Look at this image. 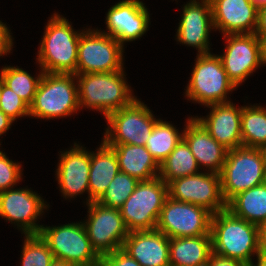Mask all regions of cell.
Returning a JSON list of instances; mask_svg holds the SVG:
<instances>
[{
  "mask_svg": "<svg viewBox=\"0 0 266 266\" xmlns=\"http://www.w3.org/2000/svg\"><path fill=\"white\" fill-rule=\"evenodd\" d=\"M210 235L216 255L249 264L259 251L258 226L235 216L227 208L214 213Z\"/></svg>",
  "mask_w": 266,
  "mask_h": 266,
  "instance_id": "1",
  "label": "cell"
},
{
  "mask_svg": "<svg viewBox=\"0 0 266 266\" xmlns=\"http://www.w3.org/2000/svg\"><path fill=\"white\" fill-rule=\"evenodd\" d=\"M75 76L79 107L96 109L105 118L110 113L129 106L136 99L125 81L124 70Z\"/></svg>",
  "mask_w": 266,
  "mask_h": 266,
  "instance_id": "2",
  "label": "cell"
},
{
  "mask_svg": "<svg viewBox=\"0 0 266 266\" xmlns=\"http://www.w3.org/2000/svg\"><path fill=\"white\" fill-rule=\"evenodd\" d=\"M72 24L59 14L48 21L37 62L44 73L75 74L78 45L82 32L74 31Z\"/></svg>",
  "mask_w": 266,
  "mask_h": 266,
  "instance_id": "3",
  "label": "cell"
},
{
  "mask_svg": "<svg viewBox=\"0 0 266 266\" xmlns=\"http://www.w3.org/2000/svg\"><path fill=\"white\" fill-rule=\"evenodd\" d=\"M75 78V74L43 73L34 100L29 106V115L53 119L77 112L80 107Z\"/></svg>",
  "mask_w": 266,
  "mask_h": 266,
  "instance_id": "4",
  "label": "cell"
},
{
  "mask_svg": "<svg viewBox=\"0 0 266 266\" xmlns=\"http://www.w3.org/2000/svg\"><path fill=\"white\" fill-rule=\"evenodd\" d=\"M219 174L226 203L238 193L266 182L265 165L258 148L242 146L228 150Z\"/></svg>",
  "mask_w": 266,
  "mask_h": 266,
  "instance_id": "5",
  "label": "cell"
},
{
  "mask_svg": "<svg viewBox=\"0 0 266 266\" xmlns=\"http://www.w3.org/2000/svg\"><path fill=\"white\" fill-rule=\"evenodd\" d=\"M167 197L168 186L159 176L139 181L134 192L119 208L129 232L156 229Z\"/></svg>",
  "mask_w": 266,
  "mask_h": 266,
  "instance_id": "6",
  "label": "cell"
},
{
  "mask_svg": "<svg viewBox=\"0 0 266 266\" xmlns=\"http://www.w3.org/2000/svg\"><path fill=\"white\" fill-rule=\"evenodd\" d=\"M188 100L205 106L227 103V94L236 86L229 79L219 55L197 54L191 79L186 87Z\"/></svg>",
  "mask_w": 266,
  "mask_h": 266,
  "instance_id": "7",
  "label": "cell"
},
{
  "mask_svg": "<svg viewBox=\"0 0 266 266\" xmlns=\"http://www.w3.org/2000/svg\"><path fill=\"white\" fill-rule=\"evenodd\" d=\"M41 238L47 243L55 260L75 266H97L100 256L92 248L83 222L55 227H41Z\"/></svg>",
  "mask_w": 266,
  "mask_h": 266,
  "instance_id": "8",
  "label": "cell"
},
{
  "mask_svg": "<svg viewBox=\"0 0 266 266\" xmlns=\"http://www.w3.org/2000/svg\"><path fill=\"white\" fill-rule=\"evenodd\" d=\"M123 48L116 39L98 29L82 31L76 75L123 70Z\"/></svg>",
  "mask_w": 266,
  "mask_h": 266,
  "instance_id": "9",
  "label": "cell"
},
{
  "mask_svg": "<svg viewBox=\"0 0 266 266\" xmlns=\"http://www.w3.org/2000/svg\"><path fill=\"white\" fill-rule=\"evenodd\" d=\"M106 120L103 141L106 144H131L145 146L155 123L151 110L139 99L129 106L110 113Z\"/></svg>",
  "mask_w": 266,
  "mask_h": 266,
  "instance_id": "10",
  "label": "cell"
},
{
  "mask_svg": "<svg viewBox=\"0 0 266 266\" xmlns=\"http://www.w3.org/2000/svg\"><path fill=\"white\" fill-rule=\"evenodd\" d=\"M212 215L205 207L167 197L156 229L168 238L210 235Z\"/></svg>",
  "mask_w": 266,
  "mask_h": 266,
  "instance_id": "11",
  "label": "cell"
},
{
  "mask_svg": "<svg viewBox=\"0 0 266 266\" xmlns=\"http://www.w3.org/2000/svg\"><path fill=\"white\" fill-rule=\"evenodd\" d=\"M223 38H227V47L219 58L229 79L238 87L265 64V45L255 33L226 34Z\"/></svg>",
  "mask_w": 266,
  "mask_h": 266,
  "instance_id": "12",
  "label": "cell"
},
{
  "mask_svg": "<svg viewBox=\"0 0 266 266\" xmlns=\"http://www.w3.org/2000/svg\"><path fill=\"white\" fill-rule=\"evenodd\" d=\"M88 219L83 222L92 248L99 256L121 249L129 235L120 210L98 202L88 204Z\"/></svg>",
  "mask_w": 266,
  "mask_h": 266,
  "instance_id": "13",
  "label": "cell"
},
{
  "mask_svg": "<svg viewBox=\"0 0 266 266\" xmlns=\"http://www.w3.org/2000/svg\"><path fill=\"white\" fill-rule=\"evenodd\" d=\"M168 197L205 207L217 213L227 208L221 192L220 174L214 172L198 173L170 181Z\"/></svg>",
  "mask_w": 266,
  "mask_h": 266,
  "instance_id": "14",
  "label": "cell"
},
{
  "mask_svg": "<svg viewBox=\"0 0 266 266\" xmlns=\"http://www.w3.org/2000/svg\"><path fill=\"white\" fill-rule=\"evenodd\" d=\"M47 206L40 195L27 188L0 192V216L16 223L25 235L39 234L43 225L36 224V219Z\"/></svg>",
  "mask_w": 266,
  "mask_h": 266,
  "instance_id": "15",
  "label": "cell"
},
{
  "mask_svg": "<svg viewBox=\"0 0 266 266\" xmlns=\"http://www.w3.org/2000/svg\"><path fill=\"white\" fill-rule=\"evenodd\" d=\"M149 12L140 0H123L112 6L106 16L110 35L122 46L125 42L139 39L148 30Z\"/></svg>",
  "mask_w": 266,
  "mask_h": 266,
  "instance_id": "16",
  "label": "cell"
},
{
  "mask_svg": "<svg viewBox=\"0 0 266 266\" xmlns=\"http://www.w3.org/2000/svg\"><path fill=\"white\" fill-rule=\"evenodd\" d=\"M214 29L226 34L255 33L259 8L250 0H210Z\"/></svg>",
  "mask_w": 266,
  "mask_h": 266,
  "instance_id": "17",
  "label": "cell"
},
{
  "mask_svg": "<svg viewBox=\"0 0 266 266\" xmlns=\"http://www.w3.org/2000/svg\"><path fill=\"white\" fill-rule=\"evenodd\" d=\"M200 2L191 0L184 5L176 36L180 43L195 47L199 54H204L210 53L209 30L214 27L210 0Z\"/></svg>",
  "mask_w": 266,
  "mask_h": 266,
  "instance_id": "18",
  "label": "cell"
},
{
  "mask_svg": "<svg viewBox=\"0 0 266 266\" xmlns=\"http://www.w3.org/2000/svg\"><path fill=\"white\" fill-rule=\"evenodd\" d=\"M74 146L60 155L56 169L58 184L64 198H73L87 191L89 204L92 202L89 199L90 152L76 143Z\"/></svg>",
  "mask_w": 266,
  "mask_h": 266,
  "instance_id": "19",
  "label": "cell"
},
{
  "mask_svg": "<svg viewBox=\"0 0 266 266\" xmlns=\"http://www.w3.org/2000/svg\"><path fill=\"white\" fill-rule=\"evenodd\" d=\"M211 109L207 118L197 117L208 133L226 149L242 147L241 112L242 107L233 103L208 105Z\"/></svg>",
  "mask_w": 266,
  "mask_h": 266,
  "instance_id": "20",
  "label": "cell"
},
{
  "mask_svg": "<svg viewBox=\"0 0 266 266\" xmlns=\"http://www.w3.org/2000/svg\"><path fill=\"white\" fill-rule=\"evenodd\" d=\"M122 249L141 266H170L169 238L157 229L130 231Z\"/></svg>",
  "mask_w": 266,
  "mask_h": 266,
  "instance_id": "21",
  "label": "cell"
},
{
  "mask_svg": "<svg viewBox=\"0 0 266 266\" xmlns=\"http://www.w3.org/2000/svg\"><path fill=\"white\" fill-rule=\"evenodd\" d=\"M186 128L182 132L200 167L208 168L209 172L220 173L224 166L228 149L218 143L196 119L188 118Z\"/></svg>",
  "mask_w": 266,
  "mask_h": 266,
  "instance_id": "22",
  "label": "cell"
},
{
  "mask_svg": "<svg viewBox=\"0 0 266 266\" xmlns=\"http://www.w3.org/2000/svg\"><path fill=\"white\" fill-rule=\"evenodd\" d=\"M118 159L120 172L126 173L138 181L159 176V164L145 146L131 144H107Z\"/></svg>",
  "mask_w": 266,
  "mask_h": 266,
  "instance_id": "23",
  "label": "cell"
},
{
  "mask_svg": "<svg viewBox=\"0 0 266 266\" xmlns=\"http://www.w3.org/2000/svg\"><path fill=\"white\" fill-rule=\"evenodd\" d=\"M114 150L104 141L96 153L90 152L89 199L97 202L119 172Z\"/></svg>",
  "mask_w": 266,
  "mask_h": 266,
  "instance_id": "24",
  "label": "cell"
},
{
  "mask_svg": "<svg viewBox=\"0 0 266 266\" xmlns=\"http://www.w3.org/2000/svg\"><path fill=\"white\" fill-rule=\"evenodd\" d=\"M212 253L211 235L169 238L170 266H206Z\"/></svg>",
  "mask_w": 266,
  "mask_h": 266,
  "instance_id": "25",
  "label": "cell"
},
{
  "mask_svg": "<svg viewBox=\"0 0 266 266\" xmlns=\"http://www.w3.org/2000/svg\"><path fill=\"white\" fill-rule=\"evenodd\" d=\"M227 209L257 226L266 223V182L238 193L227 203Z\"/></svg>",
  "mask_w": 266,
  "mask_h": 266,
  "instance_id": "26",
  "label": "cell"
},
{
  "mask_svg": "<svg viewBox=\"0 0 266 266\" xmlns=\"http://www.w3.org/2000/svg\"><path fill=\"white\" fill-rule=\"evenodd\" d=\"M198 173H200L199 166L190 147L183 138L159 165V177L166 184L177 178Z\"/></svg>",
  "mask_w": 266,
  "mask_h": 266,
  "instance_id": "27",
  "label": "cell"
},
{
  "mask_svg": "<svg viewBox=\"0 0 266 266\" xmlns=\"http://www.w3.org/2000/svg\"><path fill=\"white\" fill-rule=\"evenodd\" d=\"M241 134L243 147L259 148L266 143V108L242 106Z\"/></svg>",
  "mask_w": 266,
  "mask_h": 266,
  "instance_id": "28",
  "label": "cell"
},
{
  "mask_svg": "<svg viewBox=\"0 0 266 266\" xmlns=\"http://www.w3.org/2000/svg\"><path fill=\"white\" fill-rule=\"evenodd\" d=\"M182 138L183 134L179 133L172 124L158 119L151 135L147 139L145 147L160 165Z\"/></svg>",
  "mask_w": 266,
  "mask_h": 266,
  "instance_id": "29",
  "label": "cell"
},
{
  "mask_svg": "<svg viewBox=\"0 0 266 266\" xmlns=\"http://www.w3.org/2000/svg\"><path fill=\"white\" fill-rule=\"evenodd\" d=\"M43 73L41 70L40 74L34 79L27 71L19 67L5 66L0 71V76L3 83L30 106L34 100Z\"/></svg>",
  "mask_w": 266,
  "mask_h": 266,
  "instance_id": "30",
  "label": "cell"
},
{
  "mask_svg": "<svg viewBox=\"0 0 266 266\" xmlns=\"http://www.w3.org/2000/svg\"><path fill=\"white\" fill-rule=\"evenodd\" d=\"M138 183L136 178L119 171L97 202L105 207L119 209L134 192Z\"/></svg>",
  "mask_w": 266,
  "mask_h": 266,
  "instance_id": "31",
  "label": "cell"
},
{
  "mask_svg": "<svg viewBox=\"0 0 266 266\" xmlns=\"http://www.w3.org/2000/svg\"><path fill=\"white\" fill-rule=\"evenodd\" d=\"M21 257L22 266H50L54 260L52 251L39 234L25 235Z\"/></svg>",
  "mask_w": 266,
  "mask_h": 266,
  "instance_id": "32",
  "label": "cell"
},
{
  "mask_svg": "<svg viewBox=\"0 0 266 266\" xmlns=\"http://www.w3.org/2000/svg\"><path fill=\"white\" fill-rule=\"evenodd\" d=\"M0 110L3 111L10 119L15 121L19 117L30 116L29 105L15 94L2 80V92L0 99Z\"/></svg>",
  "mask_w": 266,
  "mask_h": 266,
  "instance_id": "33",
  "label": "cell"
},
{
  "mask_svg": "<svg viewBox=\"0 0 266 266\" xmlns=\"http://www.w3.org/2000/svg\"><path fill=\"white\" fill-rule=\"evenodd\" d=\"M21 164L8 159L0 150V192L12 188L21 179Z\"/></svg>",
  "mask_w": 266,
  "mask_h": 266,
  "instance_id": "34",
  "label": "cell"
},
{
  "mask_svg": "<svg viewBox=\"0 0 266 266\" xmlns=\"http://www.w3.org/2000/svg\"><path fill=\"white\" fill-rule=\"evenodd\" d=\"M98 266H141L122 248L100 256Z\"/></svg>",
  "mask_w": 266,
  "mask_h": 266,
  "instance_id": "35",
  "label": "cell"
},
{
  "mask_svg": "<svg viewBox=\"0 0 266 266\" xmlns=\"http://www.w3.org/2000/svg\"><path fill=\"white\" fill-rule=\"evenodd\" d=\"M13 39L10 30L2 21H0V56L7 55L13 46Z\"/></svg>",
  "mask_w": 266,
  "mask_h": 266,
  "instance_id": "36",
  "label": "cell"
},
{
  "mask_svg": "<svg viewBox=\"0 0 266 266\" xmlns=\"http://www.w3.org/2000/svg\"><path fill=\"white\" fill-rule=\"evenodd\" d=\"M206 266H247V264L239 260L225 258L212 253Z\"/></svg>",
  "mask_w": 266,
  "mask_h": 266,
  "instance_id": "37",
  "label": "cell"
},
{
  "mask_svg": "<svg viewBox=\"0 0 266 266\" xmlns=\"http://www.w3.org/2000/svg\"><path fill=\"white\" fill-rule=\"evenodd\" d=\"M255 34L266 45V5L259 8L258 26Z\"/></svg>",
  "mask_w": 266,
  "mask_h": 266,
  "instance_id": "38",
  "label": "cell"
},
{
  "mask_svg": "<svg viewBox=\"0 0 266 266\" xmlns=\"http://www.w3.org/2000/svg\"><path fill=\"white\" fill-rule=\"evenodd\" d=\"M259 251L266 255V223L258 226Z\"/></svg>",
  "mask_w": 266,
  "mask_h": 266,
  "instance_id": "39",
  "label": "cell"
},
{
  "mask_svg": "<svg viewBox=\"0 0 266 266\" xmlns=\"http://www.w3.org/2000/svg\"><path fill=\"white\" fill-rule=\"evenodd\" d=\"M13 120L0 110V136L10 129Z\"/></svg>",
  "mask_w": 266,
  "mask_h": 266,
  "instance_id": "40",
  "label": "cell"
},
{
  "mask_svg": "<svg viewBox=\"0 0 266 266\" xmlns=\"http://www.w3.org/2000/svg\"><path fill=\"white\" fill-rule=\"evenodd\" d=\"M257 264H254L253 261H251L247 266H266V255L259 253L257 255Z\"/></svg>",
  "mask_w": 266,
  "mask_h": 266,
  "instance_id": "41",
  "label": "cell"
},
{
  "mask_svg": "<svg viewBox=\"0 0 266 266\" xmlns=\"http://www.w3.org/2000/svg\"><path fill=\"white\" fill-rule=\"evenodd\" d=\"M258 149L261 152L262 159L265 165V170H266V143L261 145Z\"/></svg>",
  "mask_w": 266,
  "mask_h": 266,
  "instance_id": "42",
  "label": "cell"
},
{
  "mask_svg": "<svg viewBox=\"0 0 266 266\" xmlns=\"http://www.w3.org/2000/svg\"><path fill=\"white\" fill-rule=\"evenodd\" d=\"M50 266H75V265L54 259L53 262L50 264Z\"/></svg>",
  "mask_w": 266,
  "mask_h": 266,
  "instance_id": "43",
  "label": "cell"
},
{
  "mask_svg": "<svg viewBox=\"0 0 266 266\" xmlns=\"http://www.w3.org/2000/svg\"><path fill=\"white\" fill-rule=\"evenodd\" d=\"M253 4H255L258 8H261L266 5V0H250Z\"/></svg>",
  "mask_w": 266,
  "mask_h": 266,
  "instance_id": "44",
  "label": "cell"
},
{
  "mask_svg": "<svg viewBox=\"0 0 266 266\" xmlns=\"http://www.w3.org/2000/svg\"><path fill=\"white\" fill-rule=\"evenodd\" d=\"M1 92H2V78L0 76V99H1Z\"/></svg>",
  "mask_w": 266,
  "mask_h": 266,
  "instance_id": "45",
  "label": "cell"
},
{
  "mask_svg": "<svg viewBox=\"0 0 266 266\" xmlns=\"http://www.w3.org/2000/svg\"><path fill=\"white\" fill-rule=\"evenodd\" d=\"M265 64H266V45H265Z\"/></svg>",
  "mask_w": 266,
  "mask_h": 266,
  "instance_id": "46",
  "label": "cell"
}]
</instances>
